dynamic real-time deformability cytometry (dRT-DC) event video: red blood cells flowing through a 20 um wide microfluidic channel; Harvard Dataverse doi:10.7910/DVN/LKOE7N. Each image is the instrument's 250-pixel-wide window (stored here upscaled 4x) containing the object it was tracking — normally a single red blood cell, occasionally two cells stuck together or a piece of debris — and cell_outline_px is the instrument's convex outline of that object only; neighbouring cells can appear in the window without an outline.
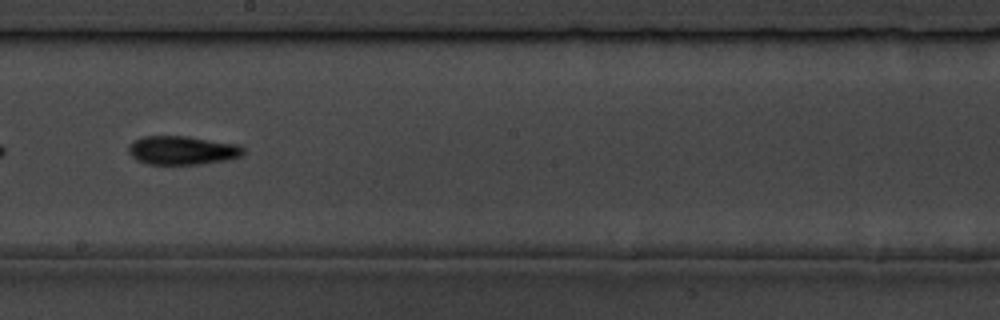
{"species": "common noctule bat (a hibernating species)", "species_latin": "Nyctalus noctula", "temperature_condition": "room temperature", "stored_images_in_passage": 10, "camera_frame_rate_fps": 3000, "um_per_image_px": 0.085, "animal": {"sex": "male", "body_mass_g": 19.5, "forearm_length_mm": 54.6}, "frame": {"image": 1, "passage_image": 10, "time_ms": 10.0, "image_size_px": [1000, 320], "cell_outline_px": [[244, 156], [228, 160], [200, 164], [148, 164], [136, 160], [128, 152], [128, 144], [132, 140], [144, 136], [188, 136], [236, 144], [244, 148]], "centroid_in_image_um": [15.48, 12.77], "position_along_channel_um": 232.7, "area_um2": 19.42}}